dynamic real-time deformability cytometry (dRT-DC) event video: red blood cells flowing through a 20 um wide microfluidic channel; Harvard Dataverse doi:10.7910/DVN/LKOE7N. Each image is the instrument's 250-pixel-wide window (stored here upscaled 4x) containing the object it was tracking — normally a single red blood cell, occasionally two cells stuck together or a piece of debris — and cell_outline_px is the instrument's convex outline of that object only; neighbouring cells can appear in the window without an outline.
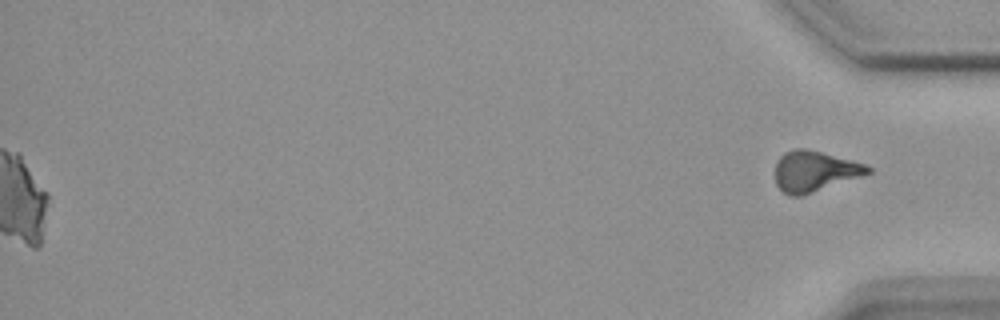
{"species": "common noctule bat (a hibernating species)", "species_latin": "Nyctalus noctula", "temperature_condition": "warm", "stored_images_in_passage": 55, "segment_of_instrument_passage": [2, 2], "camera_frame_rate_fps": 3000, "um_per_image_px": 0.085, "animal": {"sex": "female", "body_mass_g": 18.4}, "frame": {"image": 1, "passage_image": 55, "time_ms": 18.0, "image_size_px": [1000, 320], "cell_outline_px": [[872, 172], [804, 196], [792, 196], [784, 192], [776, 184], [776, 164], [780, 156], [784, 152], [792, 148], [808, 148], [852, 160], [864, 164], [872, 168]], "centroid_in_image_um": [69.23, 14.55], "position_along_channel_um": 366.0, "area_um2": 22.02}}